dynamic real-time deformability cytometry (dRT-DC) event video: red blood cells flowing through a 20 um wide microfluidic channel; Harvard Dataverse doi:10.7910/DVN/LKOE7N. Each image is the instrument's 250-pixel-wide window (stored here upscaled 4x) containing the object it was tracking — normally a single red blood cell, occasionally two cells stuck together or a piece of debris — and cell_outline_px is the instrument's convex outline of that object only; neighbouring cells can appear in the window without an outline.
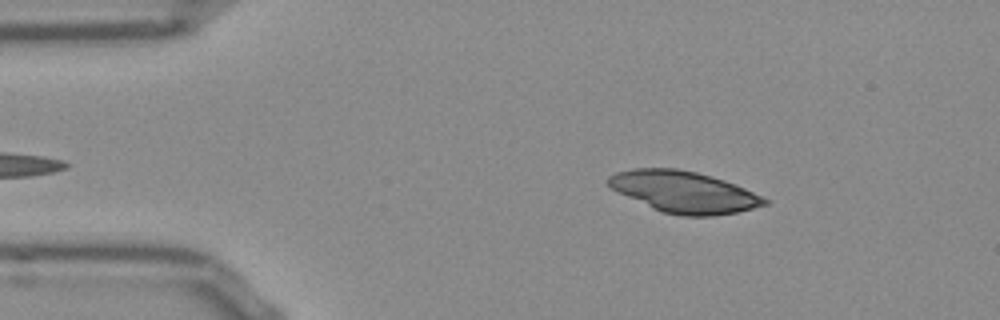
{"species": "Egyptian fruit bat (a non-hibernating species)", "species_latin": "Rousettus aegyptiacus", "temperature_condition": "room temperature", "stored_images_in_passage": 42, "camera_frame_rate_fps": 3000, "um_per_image_px": 0.085, "frame": {"image": 1, "passage_image": 6, "time_ms": 1.667, "image_size_px": [1000, 320], "cell_outline_px": [[768, 204], [736, 212], [712, 216], [684, 216], [660, 212], [612, 188], [608, 184], [608, 176], [616, 172], [632, 168], [676, 168], [696, 172], [712, 176], [724, 180], [744, 188], [768, 200]], "centroid_in_image_um": [58.12, 16.31], "position_along_channel_um": 26.9, "area_um2": 37.28}}